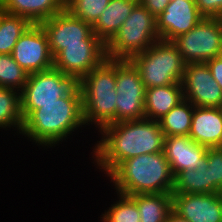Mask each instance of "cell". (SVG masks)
I'll return each instance as SVG.
<instances>
[{
	"label": "cell",
	"instance_id": "cell-1",
	"mask_svg": "<svg viewBox=\"0 0 222 222\" xmlns=\"http://www.w3.org/2000/svg\"><path fill=\"white\" fill-rule=\"evenodd\" d=\"M98 132L101 139L92 148V163L107 177L129 158L164 151L165 136L159 121L144 118L116 122Z\"/></svg>",
	"mask_w": 222,
	"mask_h": 222
},
{
	"label": "cell",
	"instance_id": "cell-2",
	"mask_svg": "<svg viewBox=\"0 0 222 222\" xmlns=\"http://www.w3.org/2000/svg\"><path fill=\"white\" fill-rule=\"evenodd\" d=\"M86 127L83 119L79 85L57 102L42 104L24 121L21 135L44 148L58 146L78 129Z\"/></svg>",
	"mask_w": 222,
	"mask_h": 222
},
{
	"label": "cell",
	"instance_id": "cell-3",
	"mask_svg": "<svg viewBox=\"0 0 222 222\" xmlns=\"http://www.w3.org/2000/svg\"><path fill=\"white\" fill-rule=\"evenodd\" d=\"M115 193H172L174 175L165 153L143 154L123 161L109 176Z\"/></svg>",
	"mask_w": 222,
	"mask_h": 222
},
{
	"label": "cell",
	"instance_id": "cell-4",
	"mask_svg": "<svg viewBox=\"0 0 222 222\" xmlns=\"http://www.w3.org/2000/svg\"><path fill=\"white\" fill-rule=\"evenodd\" d=\"M85 125L116 123V60L106 59L79 81Z\"/></svg>",
	"mask_w": 222,
	"mask_h": 222
},
{
	"label": "cell",
	"instance_id": "cell-5",
	"mask_svg": "<svg viewBox=\"0 0 222 222\" xmlns=\"http://www.w3.org/2000/svg\"><path fill=\"white\" fill-rule=\"evenodd\" d=\"M129 61L139 71L145 89L181 83L185 62L172 41L158 40Z\"/></svg>",
	"mask_w": 222,
	"mask_h": 222
},
{
	"label": "cell",
	"instance_id": "cell-6",
	"mask_svg": "<svg viewBox=\"0 0 222 222\" xmlns=\"http://www.w3.org/2000/svg\"><path fill=\"white\" fill-rule=\"evenodd\" d=\"M160 40L156 17L138 3L106 44L107 59L129 60Z\"/></svg>",
	"mask_w": 222,
	"mask_h": 222
},
{
	"label": "cell",
	"instance_id": "cell-7",
	"mask_svg": "<svg viewBox=\"0 0 222 222\" xmlns=\"http://www.w3.org/2000/svg\"><path fill=\"white\" fill-rule=\"evenodd\" d=\"M79 82L61 71L51 68L31 73L20 91L21 112L25 120L42 104L57 102V99L69 95Z\"/></svg>",
	"mask_w": 222,
	"mask_h": 222
},
{
	"label": "cell",
	"instance_id": "cell-8",
	"mask_svg": "<svg viewBox=\"0 0 222 222\" xmlns=\"http://www.w3.org/2000/svg\"><path fill=\"white\" fill-rule=\"evenodd\" d=\"M185 64L206 62L222 55V21L203 18L194 28L172 40Z\"/></svg>",
	"mask_w": 222,
	"mask_h": 222
},
{
	"label": "cell",
	"instance_id": "cell-9",
	"mask_svg": "<svg viewBox=\"0 0 222 222\" xmlns=\"http://www.w3.org/2000/svg\"><path fill=\"white\" fill-rule=\"evenodd\" d=\"M116 122L145 118V86L129 60H116Z\"/></svg>",
	"mask_w": 222,
	"mask_h": 222
},
{
	"label": "cell",
	"instance_id": "cell-10",
	"mask_svg": "<svg viewBox=\"0 0 222 222\" xmlns=\"http://www.w3.org/2000/svg\"><path fill=\"white\" fill-rule=\"evenodd\" d=\"M106 59V45L101 40H83V44L65 45L53 58V68L79 82Z\"/></svg>",
	"mask_w": 222,
	"mask_h": 222
},
{
	"label": "cell",
	"instance_id": "cell-11",
	"mask_svg": "<svg viewBox=\"0 0 222 222\" xmlns=\"http://www.w3.org/2000/svg\"><path fill=\"white\" fill-rule=\"evenodd\" d=\"M11 55L28 74L53 68L48 36L41 24H32L20 36Z\"/></svg>",
	"mask_w": 222,
	"mask_h": 222
},
{
	"label": "cell",
	"instance_id": "cell-12",
	"mask_svg": "<svg viewBox=\"0 0 222 222\" xmlns=\"http://www.w3.org/2000/svg\"><path fill=\"white\" fill-rule=\"evenodd\" d=\"M181 84L184 99L194 106L222 108V88L206 62L186 64Z\"/></svg>",
	"mask_w": 222,
	"mask_h": 222
},
{
	"label": "cell",
	"instance_id": "cell-13",
	"mask_svg": "<svg viewBox=\"0 0 222 222\" xmlns=\"http://www.w3.org/2000/svg\"><path fill=\"white\" fill-rule=\"evenodd\" d=\"M49 40L53 58L65 45L83 44V40H100L92 31V26L73 16L65 8L41 23Z\"/></svg>",
	"mask_w": 222,
	"mask_h": 222
},
{
	"label": "cell",
	"instance_id": "cell-14",
	"mask_svg": "<svg viewBox=\"0 0 222 222\" xmlns=\"http://www.w3.org/2000/svg\"><path fill=\"white\" fill-rule=\"evenodd\" d=\"M203 18L195 0H170L165 10L156 17L160 40L172 41L190 31Z\"/></svg>",
	"mask_w": 222,
	"mask_h": 222
},
{
	"label": "cell",
	"instance_id": "cell-15",
	"mask_svg": "<svg viewBox=\"0 0 222 222\" xmlns=\"http://www.w3.org/2000/svg\"><path fill=\"white\" fill-rule=\"evenodd\" d=\"M172 208L188 222H222V193L172 194Z\"/></svg>",
	"mask_w": 222,
	"mask_h": 222
},
{
	"label": "cell",
	"instance_id": "cell-16",
	"mask_svg": "<svg viewBox=\"0 0 222 222\" xmlns=\"http://www.w3.org/2000/svg\"><path fill=\"white\" fill-rule=\"evenodd\" d=\"M208 148L195 143L189 136L164 138V153L174 177L181 171L194 170L205 164Z\"/></svg>",
	"mask_w": 222,
	"mask_h": 222
},
{
	"label": "cell",
	"instance_id": "cell-17",
	"mask_svg": "<svg viewBox=\"0 0 222 222\" xmlns=\"http://www.w3.org/2000/svg\"><path fill=\"white\" fill-rule=\"evenodd\" d=\"M189 137L207 148L222 147V108L195 106Z\"/></svg>",
	"mask_w": 222,
	"mask_h": 222
},
{
	"label": "cell",
	"instance_id": "cell-18",
	"mask_svg": "<svg viewBox=\"0 0 222 222\" xmlns=\"http://www.w3.org/2000/svg\"><path fill=\"white\" fill-rule=\"evenodd\" d=\"M6 13L27 18L32 24H41L65 8V0H1Z\"/></svg>",
	"mask_w": 222,
	"mask_h": 222
},
{
	"label": "cell",
	"instance_id": "cell-19",
	"mask_svg": "<svg viewBox=\"0 0 222 222\" xmlns=\"http://www.w3.org/2000/svg\"><path fill=\"white\" fill-rule=\"evenodd\" d=\"M138 3L139 0H111L92 26V31L106 45Z\"/></svg>",
	"mask_w": 222,
	"mask_h": 222
},
{
	"label": "cell",
	"instance_id": "cell-20",
	"mask_svg": "<svg viewBox=\"0 0 222 222\" xmlns=\"http://www.w3.org/2000/svg\"><path fill=\"white\" fill-rule=\"evenodd\" d=\"M184 100L181 83L145 89V118L158 121Z\"/></svg>",
	"mask_w": 222,
	"mask_h": 222
},
{
	"label": "cell",
	"instance_id": "cell-21",
	"mask_svg": "<svg viewBox=\"0 0 222 222\" xmlns=\"http://www.w3.org/2000/svg\"><path fill=\"white\" fill-rule=\"evenodd\" d=\"M137 205L140 222H166L172 208V193L134 194L129 196Z\"/></svg>",
	"mask_w": 222,
	"mask_h": 222
},
{
	"label": "cell",
	"instance_id": "cell-22",
	"mask_svg": "<svg viewBox=\"0 0 222 222\" xmlns=\"http://www.w3.org/2000/svg\"><path fill=\"white\" fill-rule=\"evenodd\" d=\"M194 107L190 101L184 99L160 118L158 121L164 136H189Z\"/></svg>",
	"mask_w": 222,
	"mask_h": 222
},
{
	"label": "cell",
	"instance_id": "cell-23",
	"mask_svg": "<svg viewBox=\"0 0 222 222\" xmlns=\"http://www.w3.org/2000/svg\"><path fill=\"white\" fill-rule=\"evenodd\" d=\"M208 194L210 193V175L207 165V154L205 164H201L194 170L179 172L174 177V188L172 194Z\"/></svg>",
	"mask_w": 222,
	"mask_h": 222
},
{
	"label": "cell",
	"instance_id": "cell-24",
	"mask_svg": "<svg viewBox=\"0 0 222 222\" xmlns=\"http://www.w3.org/2000/svg\"><path fill=\"white\" fill-rule=\"evenodd\" d=\"M23 121L20 92L0 87V129H14L19 135Z\"/></svg>",
	"mask_w": 222,
	"mask_h": 222
},
{
	"label": "cell",
	"instance_id": "cell-25",
	"mask_svg": "<svg viewBox=\"0 0 222 222\" xmlns=\"http://www.w3.org/2000/svg\"><path fill=\"white\" fill-rule=\"evenodd\" d=\"M31 25L27 18L5 13L0 21V54H12L14 45Z\"/></svg>",
	"mask_w": 222,
	"mask_h": 222
},
{
	"label": "cell",
	"instance_id": "cell-26",
	"mask_svg": "<svg viewBox=\"0 0 222 222\" xmlns=\"http://www.w3.org/2000/svg\"><path fill=\"white\" fill-rule=\"evenodd\" d=\"M28 72L19 66L11 54H0V87L21 91L28 79Z\"/></svg>",
	"mask_w": 222,
	"mask_h": 222
},
{
	"label": "cell",
	"instance_id": "cell-27",
	"mask_svg": "<svg viewBox=\"0 0 222 222\" xmlns=\"http://www.w3.org/2000/svg\"><path fill=\"white\" fill-rule=\"evenodd\" d=\"M118 200L104 210L101 222H140V214L136 203L127 195L116 193Z\"/></svg>",
	"mask_w": 222,
	"mask_h": 222
},
{
	"label": "cell",
	"instance_id": "cell-28",
	"mask_svg": "<svg viewBox=\"0 0 222 222\" xmlns=\"http://www.w3.org/2000/svg\"><path fill=\"white\" fill-rule=\"evenodd\" d=\"M111 0H65V9L93 26Z\"/></svg>",
	"mask_w": 222,
	"mask_h": 222
},
{
	"label": "cell",
	"instance_id": "cell-29",
	"mask_svg": "<svg viewBox=\"0 0 222 222\" xmlns=\"http://www.w3.org/2000/svg\"><path fill=\"white\" fill-rule=\"evenodd\" d=\"M206 154L210 175V193H222V147L208 148Z\"/></svg>",
	"mask_w": 222,
	"mask_h": 222
},
{
	"label": "cell",
	"instance_id": "cell-30",
	"mask_svg": "<svg viewBox=\"0 0 222 222\" xmlns=\"http://www.w3.org/2000/svg\"><path fill=\"white\" fill-rule=\"evenodd\" d=\"M198 11L207 18H217L222 11V0H195Z\"/></svg>",
	"mask_w": 222,
	"mask_h": 222
},
{
	"label": "cell",
	"instance_id": "cell-31",
	"mask_svg": "<svg viewBox=\"0 0 222 222\" xmlns=\"http://www.w3.org/2000/svg\"><path fill=\"white\" fill-rule=\"evenodd\" d=\"M169 2L170 0H139V3H141L155 17L165 10Z\"/></svg>",
	"mask_w": 222,
	"mask_h": 222
},
{
	"label": "cell",
	"instance_id": "cell-32",
	"mask_svg": "<svg viewBox=\"0 0 222 222\" xmlns=\"http://www.w3.org/2000/svg\"><path fill=\"white\" fill-rule=\"evenodd\" d=\"M212 77L218 82L222 88V55L206 61Z\"/></svg>",
	"mask_w": 222,
	"mask_h": 222
},
{
	"label": "cell",
	"instance_id": "cell-33",
	"mask_svg": "<svg viewBox=\"0 0 222 222\" xmlns=\"http://www.w3.org/2000/svg\"><path fill=\"white\" fill-rule=\"evenodd\" d=\"M166 222H188L184 218L178 216L176 213L173 211L169 214L167 221Z\"/></svg>",
	"mask_w": 222,
	"mask_h": 222
},
{
	"label": "cell",
	"instance_id": "cell-34",
	"mask_svg": "<svg viewBox=\"0 0 222 222\" xmlns=\"http://www.w3.org/2000/svg\"><path fill=\"white\" fill-rule=\"evenodd\" d=\"M6 12L3 10V7L2 5L0 4V21H1V18L3 17V15L5 14Z\"/></svg>",
	"mask_w": 222,
	"mask_h": 222
},
{
	"label": "cell",
	"instance_id": "cell-35",
	"mask_svg": "<svg viewBox=\"0 0 222 222\" xmlns=\"http://www.w3.org/2000/svg\"><path fill=\"white\" fill-rule=\"evenodd\" d=\"M217 18L222 21V11H221L220 15Z\"/></svg>",
	"mask_w": 222,
	"mask_h": 222
}]
</instances>
